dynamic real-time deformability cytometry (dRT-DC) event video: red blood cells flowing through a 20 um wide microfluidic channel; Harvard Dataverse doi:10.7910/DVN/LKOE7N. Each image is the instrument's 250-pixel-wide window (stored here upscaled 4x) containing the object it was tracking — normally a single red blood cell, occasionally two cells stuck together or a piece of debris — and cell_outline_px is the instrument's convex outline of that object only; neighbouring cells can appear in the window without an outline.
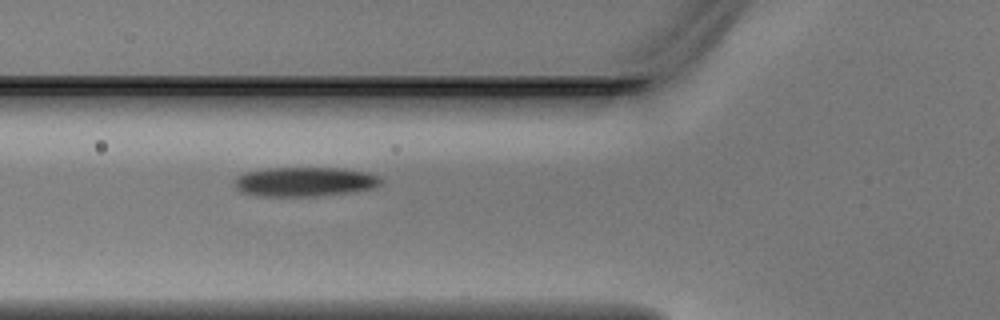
{"species": "Egyptian fruit bat (a non-hibernating species)", "species_latin": "Rousettus aegyptiacus", "temperature_condition": "warm", "stored_images_in_passage": 5, "camera_frame_rate_fps": 3000, "um_per_image_px": 0.085, "animal": {"sex": "male"}, "frame": {"image": 1, "passage_image": 5, "time_ms": 1.333, "image_size_px": [1000, 320], "cell_outline_px": [[384, 180], [376, 188], [348, 192], [316, 196], [256, 196], [240, 192], [236, 188], [236, 176], [244, 172], [268, 168], [340, 168], [368, 172], [380, 176]], "centroid_in_image_um": [25.92, 15.44], "position_along_channel_um": 99.9, "area_um2": 25.26}}